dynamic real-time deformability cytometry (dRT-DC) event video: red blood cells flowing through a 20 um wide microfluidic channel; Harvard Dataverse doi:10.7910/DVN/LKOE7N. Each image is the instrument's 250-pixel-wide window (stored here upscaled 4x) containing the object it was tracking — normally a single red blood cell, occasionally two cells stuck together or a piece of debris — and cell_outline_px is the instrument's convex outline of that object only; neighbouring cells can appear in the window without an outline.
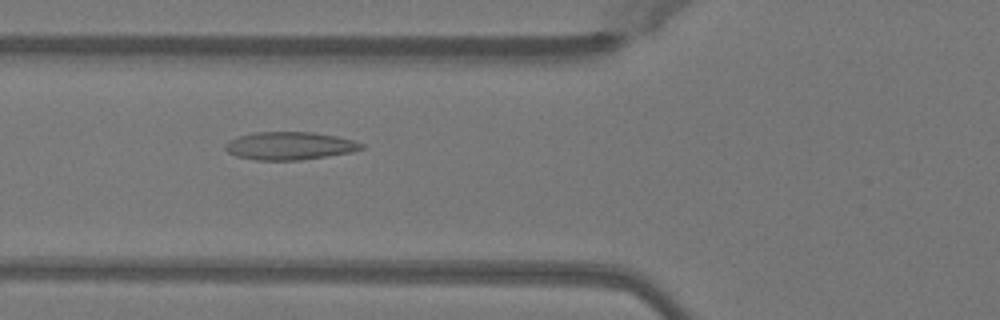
{"species": "Egyptian fruit bat (a non-hibernating species)", "species_latin": "Rousettus aegyptiacus", "temperature_condition": "warm", "stored_images_in_passage": 50, "camera_frame_rate_fps": 3000, "um_per_image_px": 0.085, "animal": {"sex": "female"}, "frame": {"image": 1, "passage_image": 19, "time_ms": 6.0, "image_size_px": [1000, 320], "cell_outline_px": [[364, 148], [352, 152], [300, 160], [256, 160], [236, 156], [228, 152], [224, 148], [224, 144], [228, 140], [252, 132], [312, 132], [336, 136], [352, 140], [364, 144]], "centroid_in_image_um": [24.59, 12.39], "position_along_channel_um": 101.2, "area_um2": 22.14}}
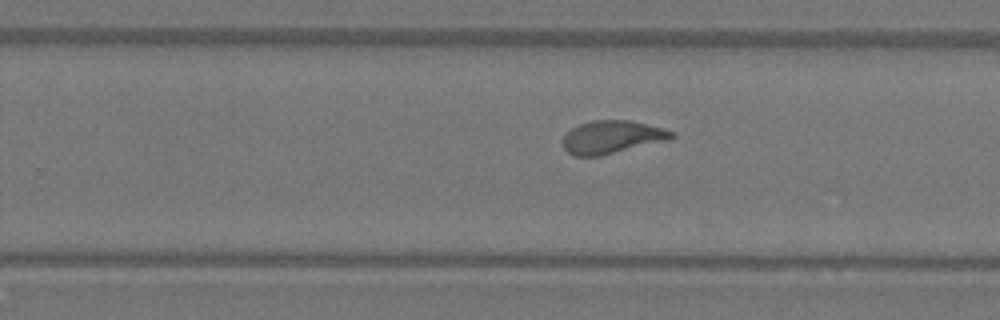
{"frame": {"image": 2, "passage_image": 32, "time_ms": 10.333, "image_size_px": [1000, 320], "cell_outline_px": [[676, 136], [672, 140], [600, 156], [576, 156], [568, 152], [564, 148], [560, 140], [572, 128], [580, 124], [592, 120], [628, 120], [664, 128], [676, 132]], "centroid_in_image_um": [52.07, 11.66], "position_along_channel_um": 277.7, "area_um2": 21.21}}
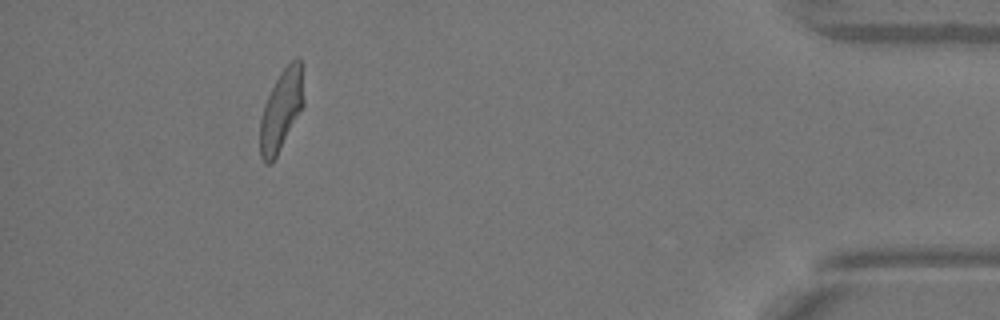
{"frame": {"image": 3, "passage_image": 46, "time_ms": 15.0, "image_size_px": [1000, 320], "cell_outline_px": [[304, 104], [272, 164], [264, 164], [260, 156], [260, 120], [264, 104], [280, 72], [296, 56], [300, 56], [304, 100]], "centroid_in_image_um": [23.9, 9.37], "position_along_channel_um": 411.3, "area_um2": 20.4}, "authors_computed_cell_mechanics": {"area_um2": 21.5305, "velocity_mm_per_s": 4.0804, "shape_relaxation_time_tau1_ms": 7.2345, "shape_relaxation_time_tau2_ms": 1.0382, "deformation_change_tau1": 0.2307, "deformation_change_tau2": 0.0598}}